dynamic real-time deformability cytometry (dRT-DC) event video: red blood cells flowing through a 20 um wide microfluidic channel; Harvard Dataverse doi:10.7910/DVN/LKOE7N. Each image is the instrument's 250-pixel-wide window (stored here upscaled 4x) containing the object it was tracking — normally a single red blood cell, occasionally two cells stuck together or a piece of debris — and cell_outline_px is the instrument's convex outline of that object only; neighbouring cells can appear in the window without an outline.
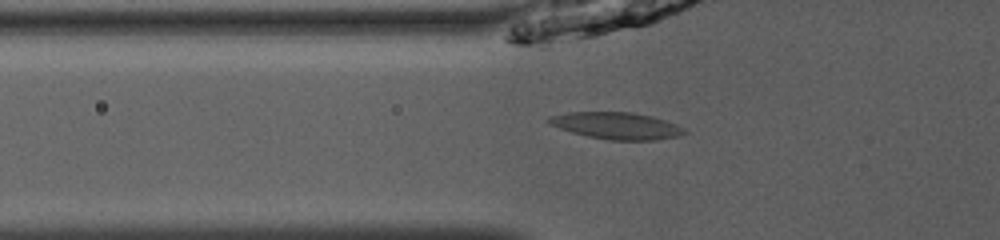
{"species": "common noctule bat (a hibernating species)", "species_latin": "Nyctalus noctula", "temperature_condition": "room temperature", "stored_images_in_passage": 32, "camera_frame_rate_fps": 3000, "um_per_image_px": 0.085, "animal": {"sex": "male", "body_mass_g": 13.0, "forearm_length_mm": 53.1}, "frame": {"image": 1, "passage_image": 3, "time_ms": 0.667, "image_size_px": [1000, 240], "cell_outline_px": [[688, 132], [680, 136], [656, 140], [608, 140], [588, 136], [572, 132], [548, 124], [544, 120], [548, 116], [568, 112], [632, 112], [652, 116], [676, 124], [684, 128]], "centroid_in_image_um": [52.39, 10.68], "position_along_channel_um": 73.4, "area_um2": 21.39}}
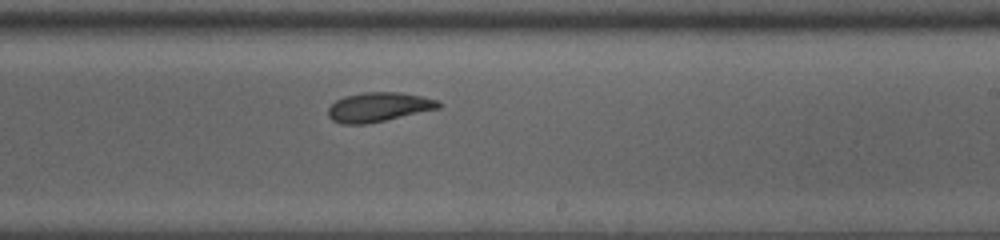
{"frame": {"image": 2, "passage_image": 17, "time_ms": 5.333, "image_size_px": [1000, 240], "cell_outline_px": [[440, 108], [384, 120], [364, 124], [340, 124], [332, 120], [328, 116], [328, 108], [336, 100], [344, 96], [364, 92], [400, 92], [420, 96], [436, 100], [440, 104]], "centroid_in_image_um": [32.13, 9.1], "position_along_channel_um": 256.9, "area_um2": 18.67}}
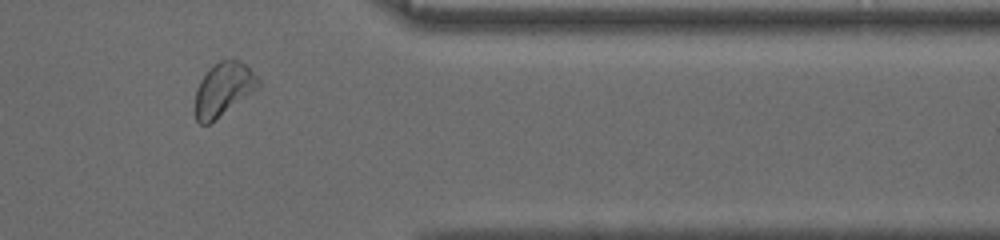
{"frame": {"image": 3, "passage_image": 28, "time_ms": 9.0, "image_size_px": [1000, 240], "cell_outline_px": [[260, 88], [208, 124], [200, 124], [196, 120], [196, 88], [200, 80], [220, 60], [240, 60], [260, 80]], "centroid_in_image_um": [19.02, 7.6], "position_along_channel_um": 392.4, "area_um2": 19.19}}